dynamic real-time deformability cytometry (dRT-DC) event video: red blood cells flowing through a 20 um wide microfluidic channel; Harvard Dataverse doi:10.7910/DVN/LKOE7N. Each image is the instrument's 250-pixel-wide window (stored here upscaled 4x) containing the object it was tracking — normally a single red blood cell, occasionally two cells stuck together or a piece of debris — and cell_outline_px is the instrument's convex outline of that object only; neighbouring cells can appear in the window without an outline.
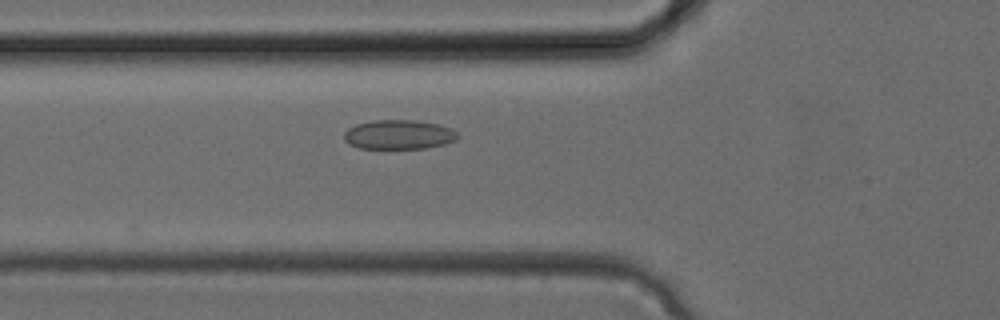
{"species": "common noctule bat (a hibernating species)", "species_latin": "Nyctalus noctula", "temperature_condition": "cold", "stored_images_in_passage": 20, "camera_frame_rate_fps": 3000, "um_per_image_px": 0.085, "animal": {"sex": "female", "body_mass_g": 24.6, "forearm_length_mm": 56.2}, "frame": {"image": 1, "passage_image": 3, "time_ms": 0.667, "image_size_px": [1000, 320], "cell_outline_px": [[456, 140], [444, 144], [428, 148], [356, 148], [348, 144], [344, 140], [344, 132], [348, 128], [356, 124], [372, 120], [416, 120], [440, 124], [452, 128], [456, 132]], "centroid_in_image_um": [33.87, 11.43], "position_along_channel_um": 91.9, "area_um2": 19.59}}
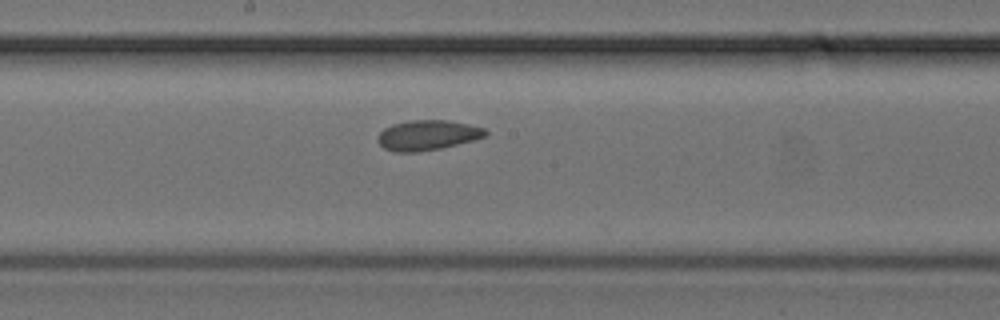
{"frame": {"image": 2, "passage_image": 9, "time_ms": 2.667, "image_size_px": [1000, 320], "cell_outline_px": [[488, 136], [440, 148], [416, 152], [396, 152], [384, 148], [376, 140], [376, 136], [384, 128], [392, 124], [408, 120], [448, 120], [468, 124], [484, 128], [488, 132]], "centroid_in_image_um": [36.31, 11.48], "position_along_channel_um": 211.9, "area_um2": 18.9}}
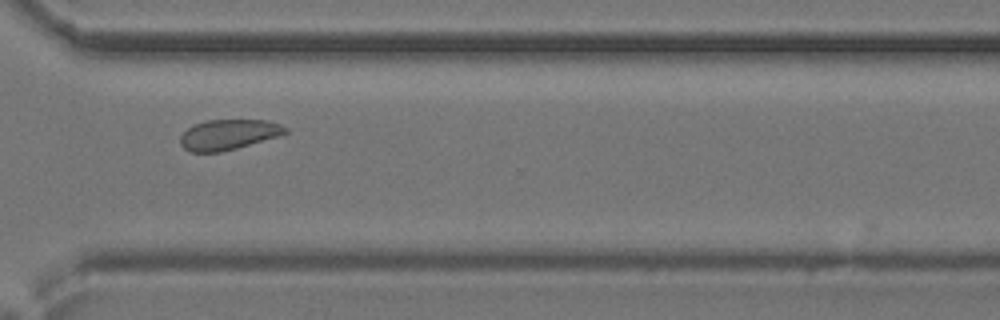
{"frame": {"image": 3, "passage_image": 16, "time_ms": 5.0, "image_size_px": [1000, 320], "cell_outline_px": [[288, 132], [276, 136], [236, 148], [220, 152], [188, 152], [180, 144], [180, 136], [192, 124], [208, 120], [264, 120], [280, 124], [288, 128]], "centroid_in_image_um": [19.37, 11.43], "position_along_channel_um": 351.2, "area_um2": 18.38}}